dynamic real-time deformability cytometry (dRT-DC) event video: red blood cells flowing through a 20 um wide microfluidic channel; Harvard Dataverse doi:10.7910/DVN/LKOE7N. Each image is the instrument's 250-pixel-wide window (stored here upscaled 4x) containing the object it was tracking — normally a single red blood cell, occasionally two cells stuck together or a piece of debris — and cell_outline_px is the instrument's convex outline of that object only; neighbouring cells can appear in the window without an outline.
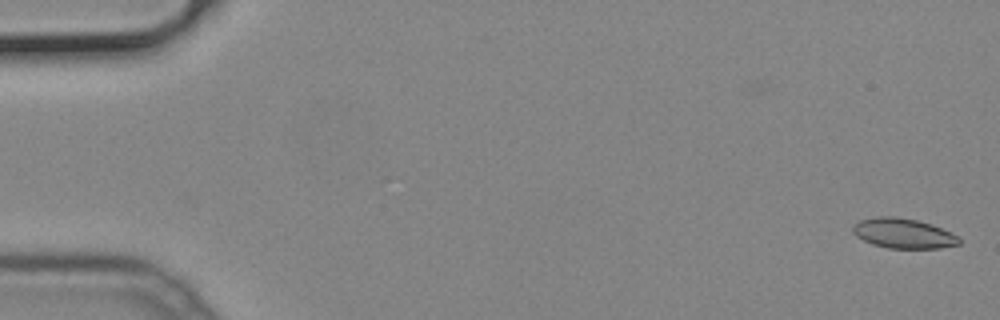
{"species": "common noctule bat (a hibernating species)", "species_latin": "Nyctalus noctula", "temperature_condition": "cold", "stored_images_in_passage": 53, "camera_frame_rate_fps": 3000, "um_per_image_px": 0.085, "animal": {"sex": "male", "body_mass_g": 19.2, "forearm_length_mm": 51.8}, "frame": {"image": 1, "passage_image": 2, "time_ms": 0.333, "image_size_px": [1000, 320], "cell_outline_px": [[960, 244], [940, 248], [888, 248], [872, 244], [856, 236], [852, 232], [852, 224], [860, 220], [876, 216], [896, 216], [916, 220], [932, 224], [960, 236]], "centroid_in_image_um": [76.77, 19.83], "position_along_channel_um": 8.2, "area_um2": 18.73}}
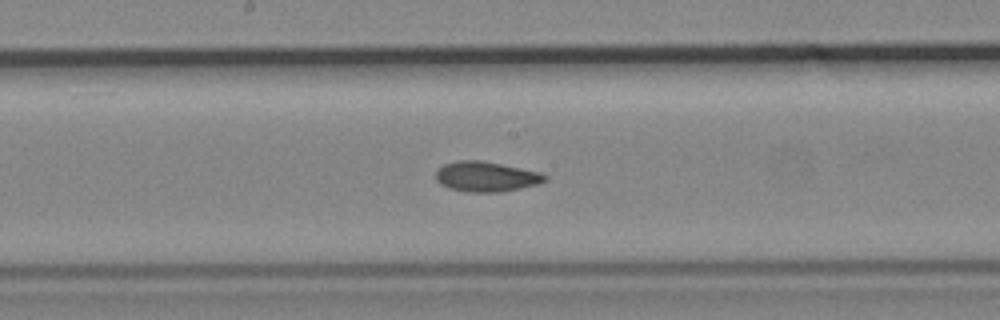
{"frame": {"image": 2, "passage_image": 28, "time_ms": 9.0, "image_size_px": [1000, 320], "cell_outline_px": [[548, 180], [540, 184], [500, 192], [464, 192], [448, 188], [440, 184], [436, 180], [436, 172], [444, 164], [460, 160], [480, 160], [540, 172], [548, 176]], "centroid_in_image_um": [41.33, 15.02], "position_along_channel_um": 206.9, "area_um2": 19.19}}
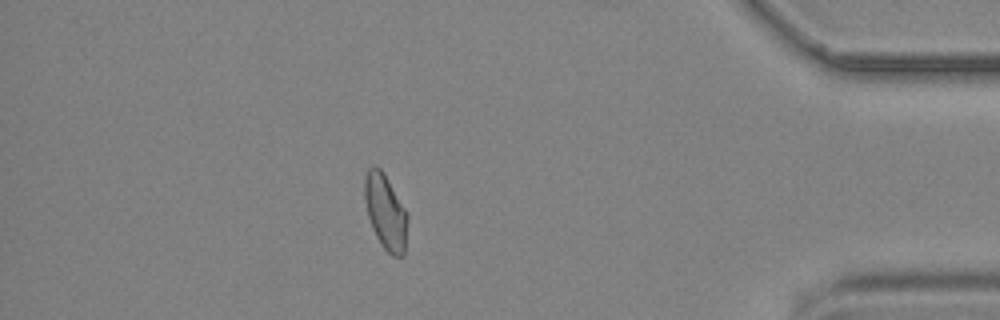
{"frame": {"image": 3, "passage_image": 46, "time_ms": 15.0, "image_size_px": [1000, 320], "cell_outline_px": [[408, 220], [404, 256], [392, 256], [380, 244], [372, 228], [368, 216], [364, 196], [364, 176], [368, 168], [372, 164], [376, 164], [384, 172], [404, 208], [408, 216]], "centroid_in_image_um": [32.75, 17.99], "position_along_channel_um": 402.4, "area_um2": 18.96}}